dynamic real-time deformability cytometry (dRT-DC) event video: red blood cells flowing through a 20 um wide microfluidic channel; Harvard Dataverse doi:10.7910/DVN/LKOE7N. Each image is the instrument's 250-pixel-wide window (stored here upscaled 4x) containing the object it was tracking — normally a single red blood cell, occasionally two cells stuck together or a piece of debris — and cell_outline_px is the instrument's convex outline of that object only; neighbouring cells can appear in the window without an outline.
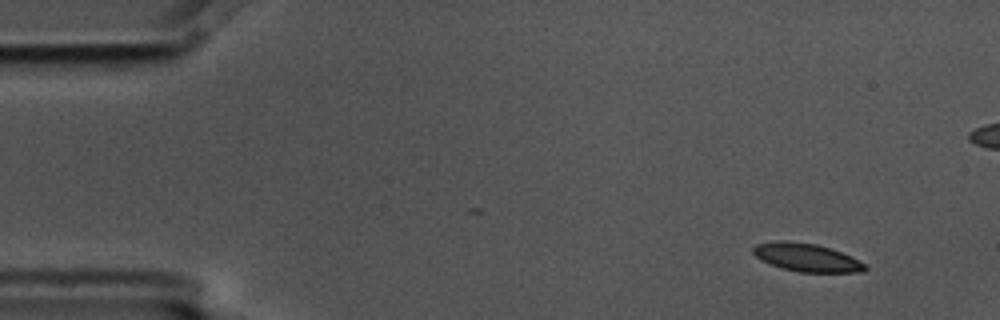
{"species": "common noctule bat (a hibernating species)", "species_latin": "Nyctalus noctula", "temperature_condition": "cold", "stored_images_in_passage": 5, "camera_frame_rate_fps": 3000, "um_per_image_px": 0.085, "animal": {"sex": "male", "body_mass_g": 17.5, "forearm_length_mm": 52.3}, "frame": {"image": 1, "passage_image": 1, "time_ms": 0.0, "image_size_px": [1000, 320], "cell_outline_px": [[868, 268], [860, 272], [800, 272], [780, 268], [768, 264], [760, 260], [752, 252], [752, 248], [756, 244], [780, 240], [784, 240], [816, 244], [840, 252], [868, 264]], "centroid_in_image_um": [68.53, 21.89], "position_along_channel_um": 16.5, "area_um2": 18.38}}